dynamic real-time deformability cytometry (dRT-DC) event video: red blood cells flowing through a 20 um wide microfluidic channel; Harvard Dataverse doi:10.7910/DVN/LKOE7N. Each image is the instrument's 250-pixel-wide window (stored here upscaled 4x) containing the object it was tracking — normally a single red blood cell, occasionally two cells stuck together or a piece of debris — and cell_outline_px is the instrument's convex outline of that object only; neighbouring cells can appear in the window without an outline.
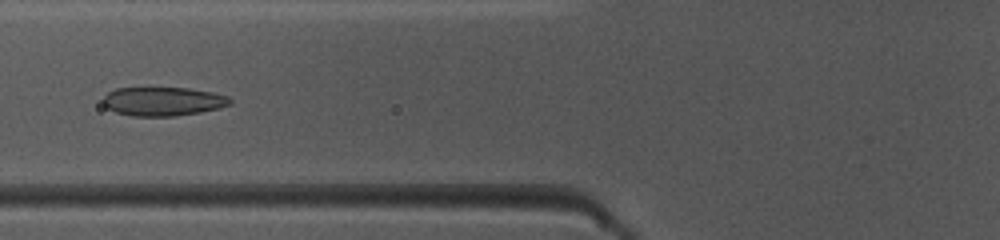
{"species": "common noctule bat (a hibernating species)", "species_latin": "Nyctalus noctula", "temperature_condition": "warm", "stored_images_in_passage": 41, "camera_frame_rate_fps": 3000, "um_per_image_px": 0.085, "animal": {"sex": "female", "body_mass_g": 10.0, "forearm_length_mm": 53.1}, "frame": {"image": 1, "passage_image": 11, "time_ms": 3.333, "image_size_px": [1000, 240], "cell_outline_px": [[232, 104], [220, 108], [200, 112], [176, 116], [132, 116], [116, 112], [108, 108], [104, 104], [104, 96], [108, 92], [116, 88], [188, 88], [212, 92], [228, 96], [232, 100]], "centroid_in_image_um": [13.89, 8.62], "position_along_channel_um": 111.9, "area_um2": 21.33}}
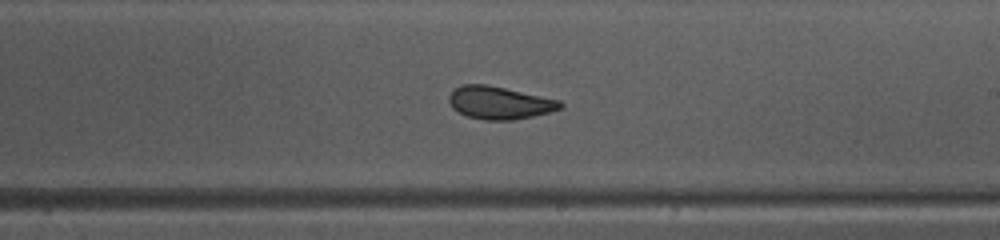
{"frame": {"image": 2, "passage_image": 21, "time_ms": 6.667, "image_size_px": [1000, 240], "cell_outline_px": [[564, 108], [532, 116], [512, 120], [484, 120], [468, 116], [452, 108], [448, 100], [448, 96], [460, 84], [484, 84], [504, 88], [560, 100], [564, 104]], "centroid_in_image_um": [42.46, 8.73], "position_along_channel_um": 246.5, "area_um2": 21.04}}
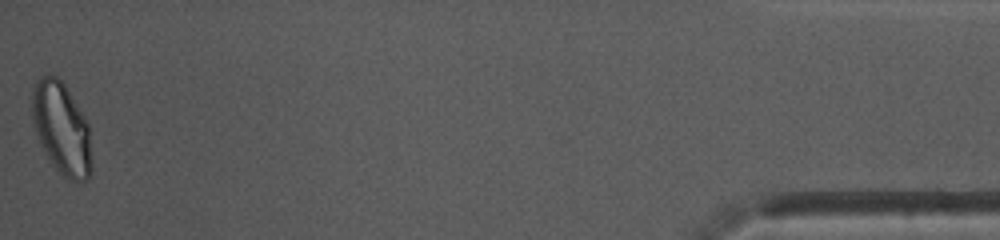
{"frame": {"image": 3, "passage_image": 41, "time_ms": 13.333, "image_size_px": [1000, 240], "cell_outline_px": [[92, 172], [84, 180], [72, 180], [64, 176], [56, 168], [40, 144], [32, 124], [32, 88], [36, 80], [40, 76], [56, 76], [64, 84], [88, 124], [92, 164]], "centroid_in_image_um": [5.21, 10.9], "position_along_channel_um": 430.0, "area_um2": 31.5}, "authors_computed_cell_mechanics": {"area_um2": 21.8484, "velocity_mm_per_s": 4.0301, "shape_relaxation_time_tau1_ms": 4.4474, "shape_relaxation_time_tau2_ms": 1.0951, "deformation_change_tau1": 0.1415, "deformation_change_tau2": 0.0665}}